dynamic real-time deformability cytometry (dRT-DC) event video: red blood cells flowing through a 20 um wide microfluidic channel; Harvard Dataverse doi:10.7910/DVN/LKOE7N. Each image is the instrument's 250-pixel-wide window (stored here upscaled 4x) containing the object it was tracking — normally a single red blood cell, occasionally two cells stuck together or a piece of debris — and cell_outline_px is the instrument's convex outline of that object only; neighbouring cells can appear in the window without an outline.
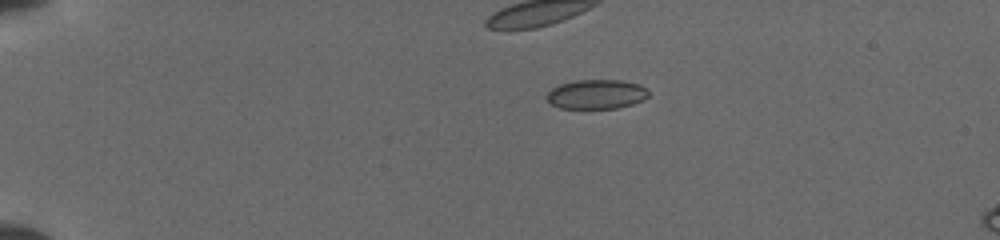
{"species": "common noctule bat (a hibernating species)", "species_latin": "Nyctalus noctula", "temperature_condition": "cold", "stored_images_in_passage": 4, "camera_frame_rate_fps": 3000, "um_per_image_px": 0.085, "animal": {"sex": "female", "body_mass_g": 19.5, "forearm_length_mm": 54.1}, "frame": {"image": 1, "passage_image": 1, "time_ms": 0.0, "image_size_px": [1000, 240], "cell_outline_px": [[648, 96], [632, 104], [616, 108], [560, 108], [552, 104], [544, 96], [552, 88], [560, 84], [576, 80], [620, 80], [640, 84], [648, 92]], "centroid_in_image_um": [50.66, 8.0], "position_along_channel_um": 34.3, "area_um2": 17.28}}